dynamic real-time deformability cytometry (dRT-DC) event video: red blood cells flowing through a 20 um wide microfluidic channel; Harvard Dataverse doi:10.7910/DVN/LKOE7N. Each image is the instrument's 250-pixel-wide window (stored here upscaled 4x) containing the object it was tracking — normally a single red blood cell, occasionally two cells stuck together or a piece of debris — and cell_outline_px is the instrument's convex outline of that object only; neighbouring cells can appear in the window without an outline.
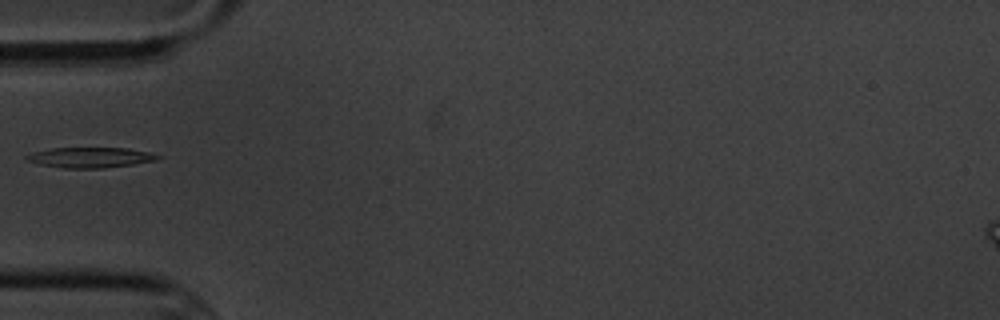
{"species": "common noctule bat (a hibernating species)", "species_latin": "Nyctalus noctula", "temperature_condition": "cold", "stored_images_in_passage": 13, "camera_frame_rate_fps": 3000, "um_per_image_px": 0.085, "animal": {"sex": "male", "body_mass_g": 20.1, "forearm_length_mm": 53.5}, "frame": {"image": 1, "passage_image": 3, "time_ms": 3.333, "image_size_px": [1000, 320], "cell_outline_px": [[164, 156], [156, 160], [132, 164], [104, 168], [64, 168], [40, 164], [28, 160], [24, 156], [32, 152], [52, 148], [128, 148], [148, 152]], "centroid_in_image_um": [7.69, 13.38], "position_along_channel_um": 77.3, "area_um2": 15.43}}
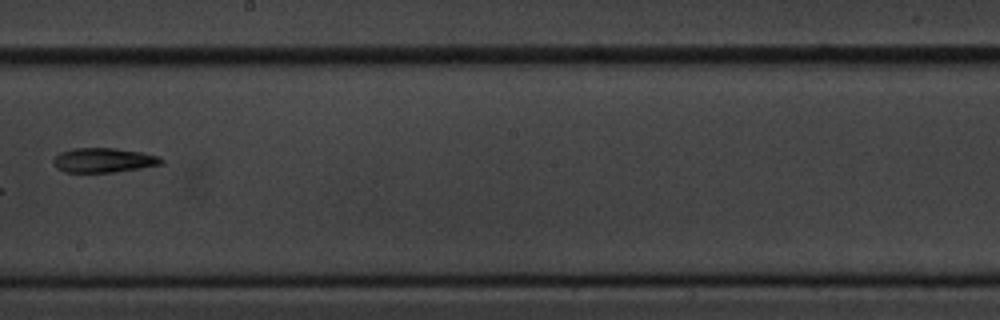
{"frame": {"image": 2, "passage_image": 7, "time_ms": 8.0, "image_size_px": [1000, 320], "cell_outline_px": [[164, 164], [140, 168], [112, 172], [64, 172], [56, 168], [52, 164], [52, 160], [60, 152], [72, 148], [116, 148], [140, 152], [160, 156], [164, 160]], "centroid_in_image_um": [8.79, 13.61], "position_along_channel_um": 239.4, "area_um2": 15.55}}
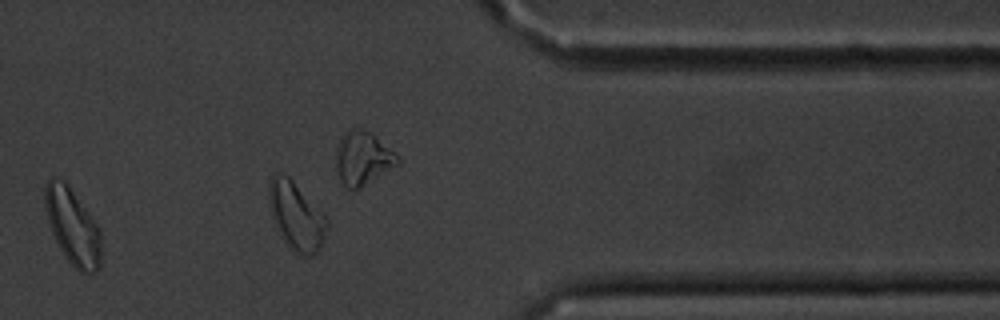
{"frame": {"image": 3, "passage_image": 11, "time_ms": 12.333, "image_size_px": [1000, 320], "cell_outline_px": [[100, 268], [96, 272], [80, 272], [68, 260], [60, 248], [52, 232], [48, 220], [44, 204], [44, 188], [48, 180], [52, 176], [68, 184], [92, 216], [100, 232]], "centroid_in_image_um": [6.16, 19.23], "position_along_channel_um": 405.2, "area_um2": 24.62}, "authors_computed_cell_mechanics": {"area_um2": 15.7794, "velocity_mm_per_s": 3.4632, "shape_relaxation_time_tau1_ms": 4.2123, "shape_relaxation_time_tau2_ms": null, "deformation_change_tau1": 0.1456, "deformation_change_tau2": null}}